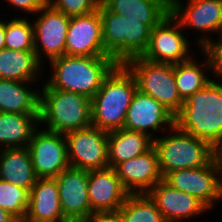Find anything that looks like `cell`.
Here are the masks:
<instances>
[{"label":"cell","instance_id":"1","mask_svg":"<svg viewBox=\"0 0 222 222\" xmlns=\"http://www.w3.org/2000/svg\"><path fill=\"white\" fill-rule=\"evenodd\" d=\"M51 64V65H50ZM51 76L41 88L75 92L92 99L118 65L111 56H66L49 61Z\"/></svg>","mask_w":222,"mask_h":222},{"label":"cell","instance_id":"2","mask_svg":"<svg viewBox=\"0 0 222 222\" xmlns=\"http://www.w3.org/2000/svg\"><path fill=\"white\" fill-rule=\"evenodd\" d=\"M174 125L213 147L222 139V84L212 79L189 96L175 115Z\"/></svg>","mask_w":222,"mask_h":222},{"label":"cell","instance_id":"3","mask_svg":"<svg viewBox=\"0 0 222 222\" xmlns=\"http://www.w3.org/2000/svg\"><path fill=\"white\" fill-rule=\"evenodd\" d=\"M136 90L134 76L118 64L91 99V125L107 132L122 129Z\"/></svg>","mask_w":222,"mask_h":222},{"label":"cell","instance_id":"4","mask_svg":"<svg viewBox=\"0 0 222 222\" xmlns=\"http://www.w3.org/2000/svg\"><path fill=\"white\" fill-rule=\"evenodd\" d=\"M41 90L40 128L66 134L91 126V99L75 92L53 88Z\"/></svg>","mask_w":222,"mask_h":222},{"label":"cell","instance_id":"5","mask_svg":"<svg viewBox=\"0 0 222 222\" xmlns=\"http://www.w3.org/2000/svg\"><path fill=\"white\" fill-rule=\"evenodd\" d=\"M102 19V37L106 53L118 64L140 57L147 49L151 28L144 20H133L110 12L99 5Z\"/></svg>","mask_w":222,"mask_h":222},{"label":"cell","instance_id":"6","mask_svg":"<svg viewBox=\"0 0 222 222\" xmlns=\"http://www.w3.org/2000/svg\"><path fill=\"white\" fill-rule=\"evenodd\" d=\"M165 133L168 135L153 140L162 177L171 171L203 167L213 160V147L206 141L175 125Z\"/></svg>","mask_w":222,"mask_h":222},{"label":"cell","instance_id":"7","mask_svg":"<svg viewBox=\"0 0 222 222\" xmlns=\"http://www.w3.org/2000/svg\"><path fill=\"white\" fill-rule=\"evenodd\" d=\"M134 76L137 89L160 102L174 116L181 110L180 97L173 72V64L157 63L140 57L123 64Z\"/></svg>","mask_w":222,"mask_h":222},{"label":"cell","instance_id":"8","mask_svg":"<svg viewBox=\"0 0 222 222\" xmlns=\"http://www.w3.org/2000/svg\"><path fill=\"white\" fill-rule=\"evenodd\" d=\"M170 13L179 21L182 29L200 31L195 38L196 46L206 50L214 41L209 35L217 36L222 27V0H169ZM187 2V3H186Z\"/></svg>","mask_w":222,"mask_h":222},{"label":"cell","instance_id":"9","mask_svg":"<svg viewBox=\"0 0 222 222\" xmlns=\"http://www.w3.org/2000/svg\"><path fill=\"white\" fill-rule=\"evenodd\" d=\"M184 33L179 21L169 13L151 30L149 44L141 57L167 64L189 60L194 56L190 51L193 43L188 40V33Z\"/></svg>","mask_w":222,"mask_h":222},{"label":"cell","instance_id":"10","mask_svg":"<svg viewBox=\"0 0 222 222\" xmlns=\"http://www.w3.org/2000/svg\"><path fill=\"white\" fill-rule=\"evenodd\" d=\"M71 167L97 170L109 167L108 132L90 126L64 134Z\"/></svg>","mask_w":222,"mask_h":222},{"label":"cell","instance_id":"11","mask_svg":"<svg viewBox=\"0 0 222 222\" xmlns=\"http://www.w3.org/2000/svg\"><path fill=\"white\" fill-rule=\"evenodd\" d=\"M35 15H37V18L32 20L34 51L38 60L47 66L44 59L49 62L54 58L65 55V42L70 16L55 9L49 3Z\"/></svg>","mask_w":222,"mask_h":222},{"label":"cell","instance_id":"12","mask_svg":"<svg viewBox=\"0 0 222 222\" xmlns=\"http://www.w3.org/2000/svg\"><path fill=\"white\" fill-rule=\"evenodd\" d=\"M28 148L37 178H56L70 166L66 138L62 133L39 126L33 132Z\"/></svg>","mask_w":222,"mask_h":222},{"label":"cell","instance_id":"13","mask_svg":"<svg viewBox=\"0 0 222 222\" xmlns=\"http://www.w3.org/2000/svg\"><path fill=\"white\" fill-rule=\"evenodd\" d=\"M163 180L173 188L197 197L211 210L217 206V201H222V177L213 160L203 167L171 171Z\"/></svg>","mask_w":222,"mask_h":222},{"label":"cell","instance_id":"14","mask_svg":"<svg viewBox=\"0 0 222 222\" xmlns=\"http://www.w3.org/2000/svg\"><path fill=\"white\" fill-rule=\"evenodd\" d=\"M174 119L175 116L160 102L137 89L131 99L123 129L142 132L155 139L157 133L161 131L160 134H166L174 126Z\"/></svg>","mask_w":222,"mask_h":222},{"label":"cell","instance_id":"15","mask_svg":"<svg viewBox=\"0 0 222 222\" xmlns=\"http://www.w3.org/2000/svg\"><path fill=\"white\" fill-rule=\"evenodd\" d=\"M55 179L64 216L70 222H88L93 215L88 197V170L69 166Z\"/></svg>","mask_w":222,"mask_h":222},{"label":"cell","instance_id":"16","mask_svg":"<svg viewBox=\"0 0 222 222\" xmlns=\"http://www.w3.org/2000/svg\"><path fill=\"white\" fill-rule=\"evenodd\" d=\"M66 56H109L104 48L99 9L70 17L65 42Z\"/></svg>","mask_w":222,"mask_h":222},{"label":"cell","instance_id":"17","mask_svg":"<svg viewBox=\"0 0 222 222\" xmlns=\"http://www.w3.org/2000/svg\"><path fill=\"white\" fill-rule=\"evenodd\" d=\"M166 222H183L209 213L210 209L197 197L173 188L163 179L148 193Z\"/></svg>","mask_w":222,"mask_h":222},{"label":"cell","instance_id":"18","mask_svg":"<svg viewBox=\"0 0 222 222\" xmlns=\"http://www.w3.org/2000/svg\"><path fill=\"white\" fill-rule=\"evenodd\" d=\"M114 169L129 194H147L163 179L154 147L142 155L118 163Z\"/></svg>","mask_w":222,"mask_h":222},{"label":"cell","instance_id":"19","mask_svg":"<svg viewBox=\"0 0 222 222\" xmlns=\"http://www.w3.org/2000/svg\"><path fill=\"white\" fill-rule=\"evenodd\" d=\"M128 195L114 168L88 171V197L93 214L118 211Z\"/></svg>","mask_w":222,"mask_h":222},{"label":"cell","instance_id":"20","mask_svg":"<svg viewBox=\"0 0 222 222\" xmlns=\"http://www.w3.org/2000/svg\"><path fill=\"white\" fill-rule=\"evenodd\" d=\"M23 222H70L62 211L55 178H37Z\"/></svg>","mask_w":222,"mask_h":222},{"label":"cell","instance_id":"21","mask_svg":"<svg viewBox=\"0 0 222 222\" xmlns=\"http://www.w3.org/2000/svg\"><path fill=\"white\" fill-rule=\"evenodd\" d=\"M36 84L0 79V112L35 114L39 118L41 90Z\"/></svg>","mask_w":222,"mask_h":222},{"label":"cell","instance_id":"22","mask_svg":"<svg viewBox=\"0 0 222 222\" xmlns=\"http://www.w3.org/2000/svg\"><path fill=\"white\" fill-rule=\"evenodd\" d=\"M42 66L34 50H0V79L36 83L43 78L45 66Z\"/></svg>","mask_w":222,"mask_h":222},{"label":"cell","instance_id":"23","mask_svg":"<svg viewBox=\"0 0 222 222\" xmlns=\"http://www.w3.org/2000/svg\"><path fill=\"white\" fill-rule=\"evenodd\" d=\"M0 179L31 190L35 175L28 147L0 149Z\"/></svg>","mask_w":222,"mask_h":222},{"label":"cell","instance_id":"24","mask_svg":"<svg viewBox=\"0 0 222 222\" xmlns=\"http://www.w3.org/2000/svg\"><path fill=\"white\" fill-rule=\"evenodd\" d=\"M153 140L145 133L117 129L108 132V163L114 168L118 163L142 155L153 147Z\"/></svg>","mask_w":222,"mask_h":222},{"label":"cell","instance_id":"25","mask_svg":"<svg viewBox=\"0 0 222 222\" xmlns=\"http://www.w3.org/2000/svg\"><path fill=\"white\" fill-rule=\"evenodd\" d=\"M110 11L133 20H144L153 29L170 13L169 0H101Z\"/></svg>","mask_w":222,"mask_h":222},{"label":"cell","instance_id":"26","mask_svg":"<svg viewBox=\"0 0 222 222\" xmlns=\"http://www.w3.org/2000/svg\"><path fill=\"white\" fill-rule=\"evenodd\" d=\"M204 55L202 63L193 56L178 64H173V72L180 97L185 101L196 91L201 90L212 78V59L206 50H200ZM209 72V73H208Z\"/></svg>","mask_w":222,"mask_h":222},{"label":"cell","instance_id":"27","mask_svg":"<svg viewBox=\"0 0 222 222\" xmlns=\"http://www.w3.org/2000/svg\"><path fill=\"white\" fill-rule=\"evenodd\" d=\"M38 127L35 114L0 112V149L28 147Z\"/></svg>","mask_w":222,"mask_h":222},{"label":"cell","instance_id":"28","mask_svg":"<svg viewBox=\"0 0 222 222\" xmlns=\"http://www.w3.org/2000/svg\"><path fill=\"white\" fill-rule=\"evenodd\" d=\"M119 211L125 222H166L148 194H129Z\"/></svg>","mask_w":222,"mask_h":222},{"label":"cell","instance_id":"29","mask_svg":"<svg viewBox=\"0 0 222 222\" xmlns=\"http://www.w3.org/2000/svg\"><path fill=\"white\" fill-rule=\"evenodd\" d=\"M5 19V48L27 51L34 50V28L25 16Z\"/></svg>","mask_w":222,"mask_h":222},{"label":"cell","instance_id":"30","mask_svg":"<svg viewBox=\"0 0 222 222\" xmlns=\"http://www.w3.org/2000/svg\"><path fill=\"white\" fill-rule=\"evenodd\" d=\"M30 205V190L0 179V208L23 222Z\"/></svg>","mask_w":222,"mask_h":222},{"label":"cell","instance_id":"31","mask_svg":"<svg viewBox=\"0 0 222 222\" xmlns=\"http://www.w3.org/2000/svg\"><path fill=\"white\" fill-rule=\"evenodd\" d=\"M48 3L67 16H80L94 12L101 0H48Z\"/></svg>","mask_w":222,"mask_h":222},{"label":"cell","instance_id":"32","mask_svg":"<svg viewBox=\"0 0 222 222\" xmlns=\"http://www.w3.org/2000/svg\"><path fill=\"white\" fill-rule=\"evenodd\" d=\"M13 9L17 8L18 12L32 14L34 16L41 8H43L48 0H4ZM20 10V11H19Z\"/></svg>","mask_w":222,"mask_h":222},{"label":"cell","instance_id":"33","mask_svg":"<svg viewBox=\"0 0 222 222\" xmlns=\"http://www.w3.org/2000/svg\"><path fill=\"white\" fill-rule=\"evenodd\" d=\"M212 59V77L222 84V49H206Z\"/></svg>","mask_w":222,"mask_h":222},{"label":"cell","instance_id":"34","mask_svg":"<svg viewBox=\"0 0 222 222\" xmlns=\"http://www.w3.org/2000/svg\"><path fill=\"white\" fill-rule=\"evenodd\" d=\"M88 222H125L121 212H98L94 213Z\"/></svg>","mask_w":222,"mask_h":222},{"label":"cell","instance_id":"35","mask_svg":"<svg viewBox=\"0 0 222 222\" xmlns=\"http://www.w3.org/2000/svg\"><path fill=\"white\" fill-rule=\"evenodd\" d=\"M213 161L222 177V139L213 146Z\"/></svg>","mask_w":222,"mask_h":222},{"label":"cell","instance_id":"36","mask_svg":"<svg viewBox=\"0 0 222 222\" xmlns=\"http://www.w3.org/2000/svg\"><path fill=\"white\" fill-rule=\"evenodd\" d=\"M0 222H19V221L9 212L0 208Z\"/></svg>","mask_w":222,"mask_h":222},{"label":"cell","instance_id":"37","mask_svg":"<svg viewBox=\"0 0 222 222\" xmlns=\"http://www.w3.org/2000/svg\"><path fill=\"white\" fill-rule=\"evenodd\" d=\"M5 48V20L0 18V50Z\"/></svg>","mask_w":222,"mask_h":222},{"label":"cell","instance_id":"38","mask_svg":"<svg viewBox=\"0 0 222 222\" xmlns=\"http://www.w3.org/2000/svg\"><path fill=\"white\" fill-rule=\"evenodd\" d=\"M207 49H222V27L218 34V38Z\"/></svg>","mask_w":222,"mask_h":222}]
</instances>
